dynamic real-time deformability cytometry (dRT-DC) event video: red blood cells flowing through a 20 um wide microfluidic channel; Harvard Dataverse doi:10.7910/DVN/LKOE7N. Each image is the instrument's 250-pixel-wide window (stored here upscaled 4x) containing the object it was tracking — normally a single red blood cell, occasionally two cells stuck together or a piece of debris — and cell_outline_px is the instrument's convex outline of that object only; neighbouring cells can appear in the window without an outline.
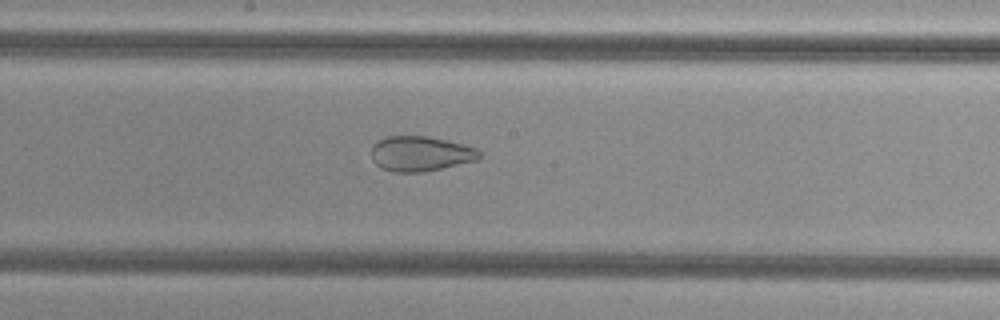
{"species": "common noctule bat (a hibernating species)", "species_latin": "Nyctalus noctula", "temperature_condition": "cold", "stored_images_in_passage": 55, "camera_frame_rate_fps": 3000, "um_per_image_px": 0.085, "animal": {"sex": "female", "body_mass_g": 29.2, "forearm_length_mm": 56.3}, "frame": {"image": 1, "passage_image": 30, "time_ms": 9.667, "image_size_px": [1000, 320], "cell_outline_px": [[480, 156], [476, 160], [424, 172], [392, 172], [380, 168], [372, 160], [372, 144], [376, 140], [384, 136], [428, 136], [448, 140], [464, 144], [476, 148], [480, 152]], "centroid_in_image_um": [35.69, 13.05], "position_along_channel_um": 212.5, "area_um2": 22.25}}
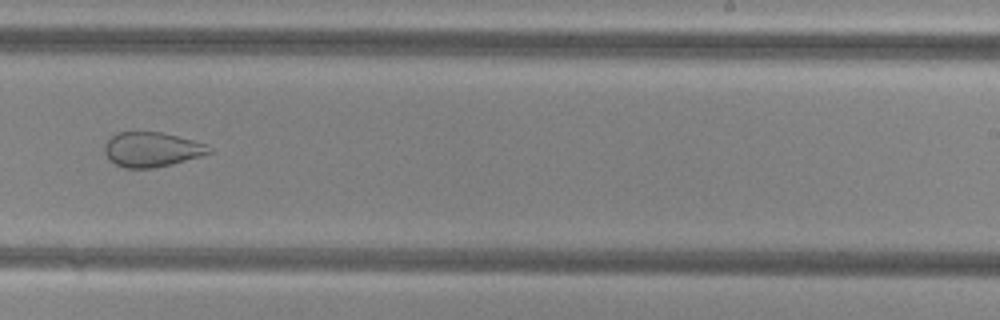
{"frame": {"image": 2, "passage_image": 35, "time_ms": 11.333, "image_size_px": [1000, 320], "cell_outline_px": [[212, 152], [200, 156], [172, 164], [156, 168], [124, 168], [108, 160], [104, 152], [104, 144], [116, 132], [160, 132], [208, 144]], "centroid_in_image_um": [12.87, 12.71], "position_along_channel_um": 276.1, "area_um2": 21.15}}
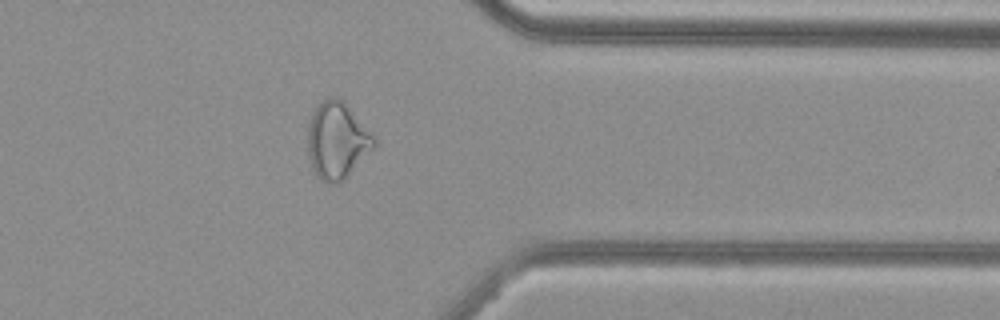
{"frame": {"image": 3, "passage_image": 44, "time_ms": 14.333, "image_size_px": [1000, 320], "cell_outline_px": [[376, 144], [336, 184], [328, 184], [320, 180], [312, 172], [308, 156], [308, 120], [312, 112], [328, 96], [336, 96], [344, 100], [376, 140]], "centroid_in_image_um": [28.58, 11.91], "position_along_channel_um": 382.8, "area_um2": 29.13}}